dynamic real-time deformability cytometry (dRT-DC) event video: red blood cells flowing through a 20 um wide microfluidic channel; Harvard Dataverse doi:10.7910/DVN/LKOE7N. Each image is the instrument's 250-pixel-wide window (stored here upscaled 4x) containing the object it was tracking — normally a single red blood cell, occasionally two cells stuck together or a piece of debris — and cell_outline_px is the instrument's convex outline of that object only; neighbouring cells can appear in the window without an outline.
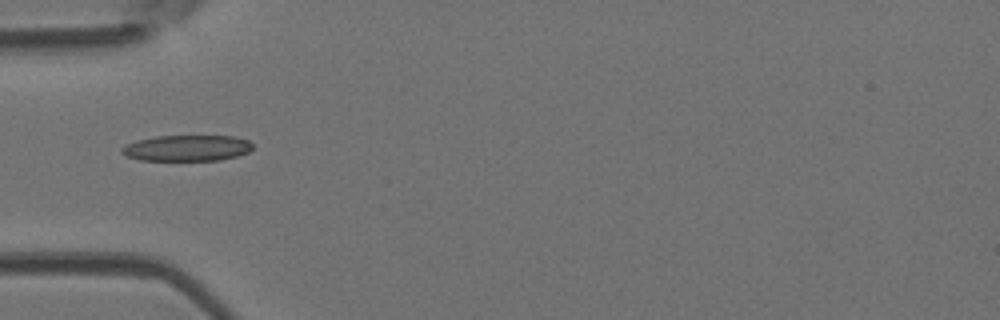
{"species": "Egyptian fruit bat (a non-hibernating species)", "species_latin": "Rousettus aegyptiacus", "temperature_condition": "room temperature", "stored_images_in_passage": 6, "camera_frame_rate_fps": 3000, "um_per_image_px": 0.085, "animal": {"sex": "female"}, "frame": {"image": 1, "passage_image": 5, "time_ms": 1.333, "image_size_px": [1000, 320], "cell_outline_px": [[252, 148], [248, 152], [236, 156], [220, 160], [140, 160], [124, 156], [120, 152], [120, 148], [124, 144], [136, 140], [156, 136], [232, 136], [248, 140], [252, 144]], "centroid_in_image_um": [15.82, 12.58], "position_along_channel_um": 69.2, "area_um2": 19.94}}
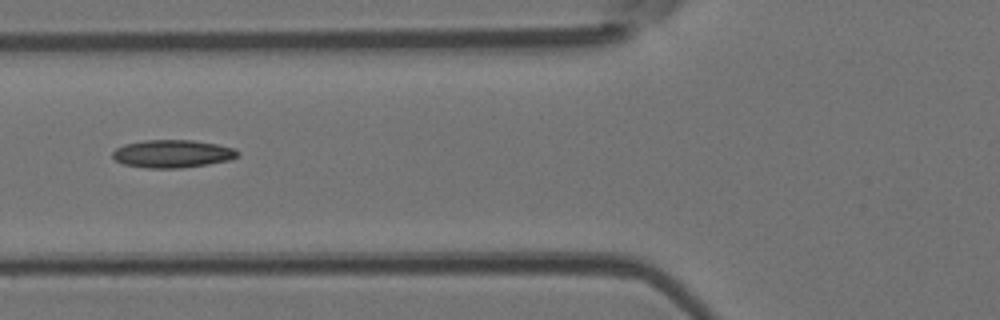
{"frame": {"image": 2, "passage_image": 6, "time_ms": 1.667, "image_size_px": [1000, 320], "cell_outline_px": [[240, 156], [228, 160], [208, 164], [180, 168], [148, 168], [124, 164], [116, 160], [112, 156], [112, 152], [116, 148], [124, 144], [144, 140], [192, 140], [216, 144], [236, 148], [240, 152]], "centroid_in_image_um": [14.68, 13.06], "position_along_channel_um": 111.1, "area_um2": 20.35}}